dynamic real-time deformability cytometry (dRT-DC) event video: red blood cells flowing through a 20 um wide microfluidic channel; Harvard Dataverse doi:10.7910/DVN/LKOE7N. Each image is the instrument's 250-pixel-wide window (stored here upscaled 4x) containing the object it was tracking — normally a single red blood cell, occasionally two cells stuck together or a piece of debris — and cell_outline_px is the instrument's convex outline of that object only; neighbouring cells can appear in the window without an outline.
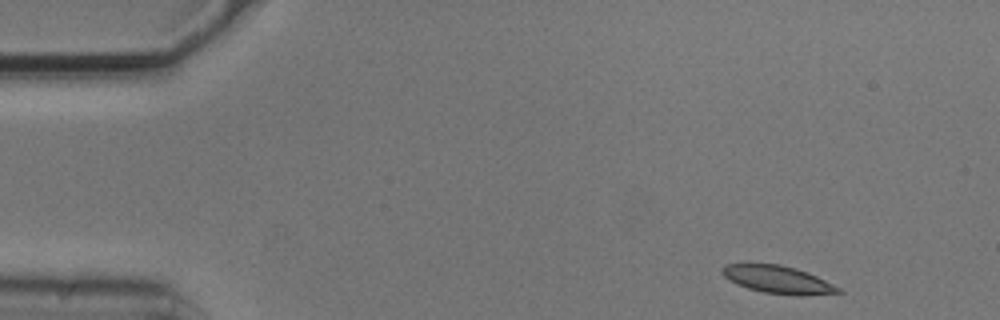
{"species": "common noctule bat (a hibernating species)", "species_latin": "Nyctalus noctula", "temperature_condition": "cold", "stored_images_in_passage": 4, "camera_frame_rate_fps": 3000, "um_per_image_px": 0.085, "animal": {"sex": "male", "body_mass_g": 20.5, "forearm_length_mm": 52.5}, "frame": {"image": 1, "passage_image": 1, "time_ms": 0.0, "image_size_px": [1000, 320], "cell_outline_px": [[844, 292], [804, 296], [796, 296], [764, 292], [748, 288], [736, 284], [724, 276], [720, 272], [720, 268], [724, 264], [780, 264], [796, 268], [808, 272], [840, 288]], "centroid_in_image_um": [66.11, 23.77], "position_along_channel_um": 18.9, "area_um2": 18.79}}
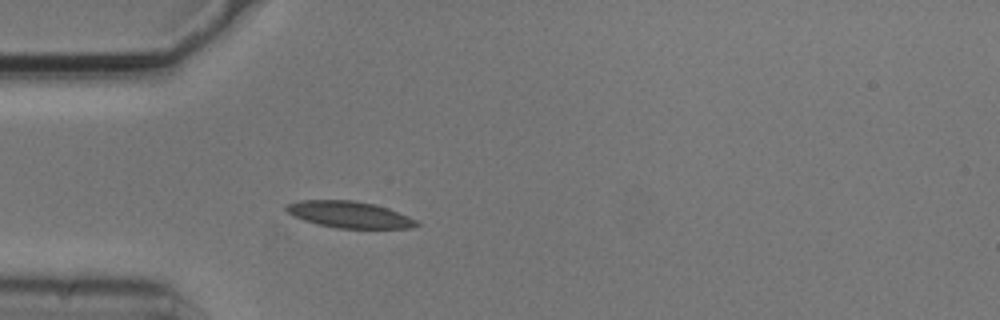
{"frame": {"image": 2, "passage_image": 3, "time_ms": 0.667, "image_size_px": [1000, 320], "cell_outline_px": [[420, 224], [408, 228], [336, 228], [304, 220], [292, 216], [284, 208], [284, 204], [300, 200], [352, 200], [376, 204], [388, 208], [408, 216], [416, 220]], "centroid_in_image_um": [29.65, 18.22], "position_along_channel_um": 55.3, "area_um2": 20.11}}